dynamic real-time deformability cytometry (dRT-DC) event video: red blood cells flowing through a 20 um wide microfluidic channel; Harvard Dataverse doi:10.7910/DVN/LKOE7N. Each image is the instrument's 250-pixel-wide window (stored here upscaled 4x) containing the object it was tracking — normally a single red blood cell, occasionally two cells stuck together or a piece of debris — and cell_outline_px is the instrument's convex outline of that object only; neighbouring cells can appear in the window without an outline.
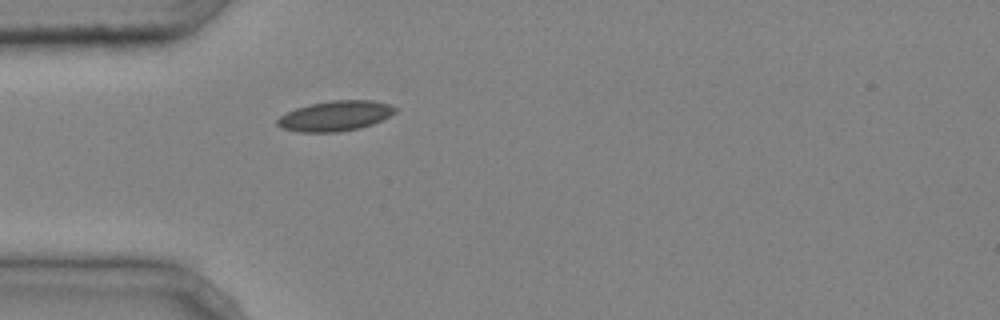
{"species": "common noctule bat (a hibernating species)", "species_latin": "Nyctalus noctula", "temperature_condition": "cold", "stored_images_in_passage": 1, "camera_frame_rate_fps": 3000, "um_per_image_px": 0.085, "animal": {"sex": "male", "body_mass_g": 20.4}, "frame": {"image": 1, "passage_image": 1, "time_ms": 0.0, "image_size_px": [1000, 320], "cell_outline_px": [[396, 112], [372, 124], [360, 128], [340, 132], [300, 132], [284, 128], [276, 124], [276, 120], [280, 116], [296, 108], [308, 104], [332, 100], [372, 100], [392, 104], [396, 108]], "centroid_in_image_um": [28.51, 9.84], "position_along_channel_um": 56.5, "area_um2": 20.69}}